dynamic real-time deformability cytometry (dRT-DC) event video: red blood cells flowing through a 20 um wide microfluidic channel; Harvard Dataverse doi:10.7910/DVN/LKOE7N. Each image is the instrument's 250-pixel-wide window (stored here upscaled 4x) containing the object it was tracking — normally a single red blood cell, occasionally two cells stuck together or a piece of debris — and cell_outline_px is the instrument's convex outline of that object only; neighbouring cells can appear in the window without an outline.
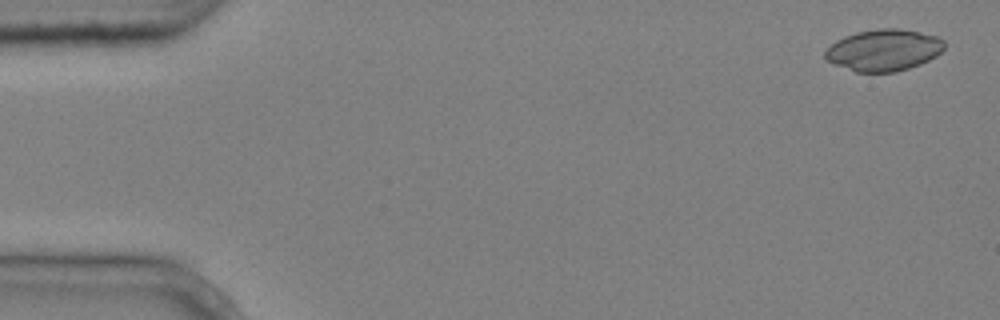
{"species": "common noctule bat (a hibernating species)", "species_latin": "Nyctalus noctula", "temperature_condition": "cold", "stored_images_in_passage": 7, "camera_frame_rate_fps": 3000, "um_per_image_px": 0.085, "animal": {"sex": "male", "body_mass_g": 20.4}, "frame": {"image": 1, "passage_image": 1, "time_ms": 0.0, "image_size_px": [1000, 320], "cell_outline_px": [[944, 48], [936, 56], [920, 64], [896, 72], [856, 72], [836, 64], [828, 60], [824, 56], [824, 52], [836, 40], [844, 36], [856, 32], [880, 28], [900, 28], [920, 32], [936, 36], [944, 40]], "centroid_in_image_um": [75.12, 4.25], "position_along_channel_um": 9.9, "area_um2": 28.78}}